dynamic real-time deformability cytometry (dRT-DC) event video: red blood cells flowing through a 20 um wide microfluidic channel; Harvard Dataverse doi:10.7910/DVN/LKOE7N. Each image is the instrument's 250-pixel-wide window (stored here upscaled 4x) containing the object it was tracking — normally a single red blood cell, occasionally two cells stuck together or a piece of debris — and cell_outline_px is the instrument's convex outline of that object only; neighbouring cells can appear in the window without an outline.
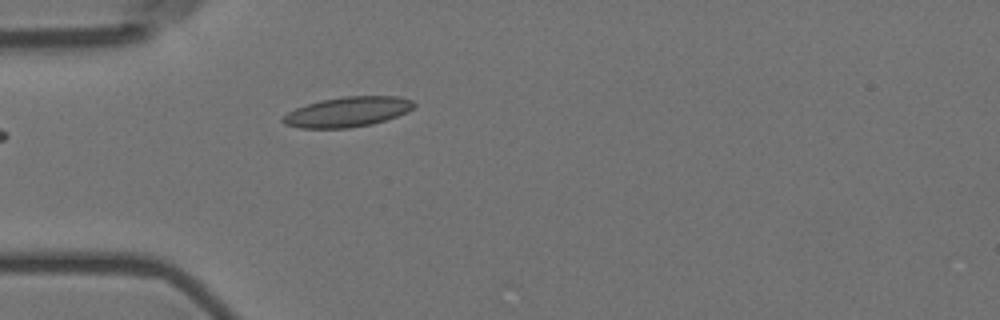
{"species": "Egyptian fruit bat (a non-hibernating species)", "species_latin": "Rousettus aegyptiacus", "temperature_condition": "room temperature", "stored_images_in_passage": 6, "camera_frame_rate_fps": 3000, "um_per_image_px": 0.085, "animal": {"sex": "female"}, "frame": {"image": 1, "passage_image": 1, "time_ms": 0.0, "image_size_px": [1000, 320], "cell_outline_px": [[416, 104], [408, 112], [372, 124], [348, 128], [300, 128], [284, 124], [280, 120], [288, 112], [296, 108], [320, 100], [344, 96], [400, 96], [412, 100]], "centroid_in_image_um": [29.54, 9.5], "position_along_channel_um": 55.5, "area_um2": 22.89}}